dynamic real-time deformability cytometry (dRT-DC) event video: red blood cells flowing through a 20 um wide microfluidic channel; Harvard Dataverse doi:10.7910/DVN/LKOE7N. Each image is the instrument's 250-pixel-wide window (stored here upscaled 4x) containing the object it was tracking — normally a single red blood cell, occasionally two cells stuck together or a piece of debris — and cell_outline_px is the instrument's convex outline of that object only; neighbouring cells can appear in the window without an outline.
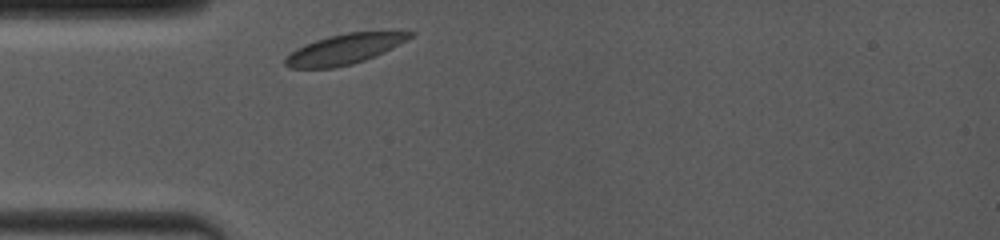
{"species": "common noctule bat (a hibernating species)", "species_latin": "Nyctalus noctula", "temperature_condition": "room temperature", "stored_images_in_passage": 29, "camera_frame_rate_fps": 4000, "um_per_image_px": 0.085, "animal": {"sex": "female", "body_mass_g": 19.0, "forearm_length_mm": 53.3}, "frame": {"image": 1, "passage_image": 1, "time_ms": 0.0, "image_size_px": [1000, 240], "cell_outline_px": [[416, 32], [412, 36], [392, 48], [384, 52], [364, 60], [352, 64], [332, 68], [292, 68], [284, 64], [284, 60], [296, 48], [304, 44], [328, 36], [348, 32]], "centroid_in_image_um": [29.24, 4.18], "position_along_channel_um": 55.8, "area_um2": 21.5}}
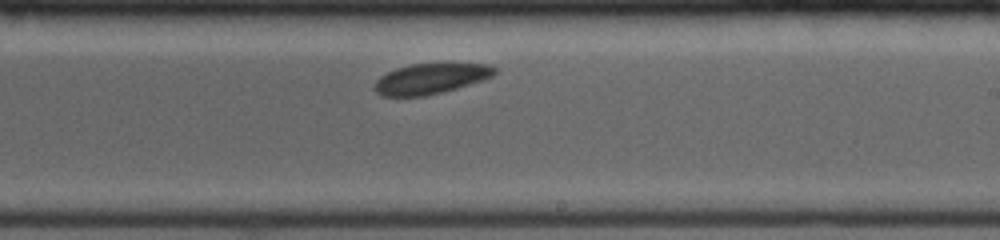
{"frame": {"image": 2, "passage_image": 17, "time_ms": 5.25, "image_size_px": [1000, 240], "cell_outline_px": [[496, 72], [492, 76], [456, 88], [424, 96], [384, 96], [376, 92], [372, 88], [376, 80], [380, 76], [396, 68], [412, 64], [488, 64], [496, 68]], "centroid_in_image_um": [36.54, 6.69], "position_along_channel_um": 252.5, "area_um2": 20.92}}
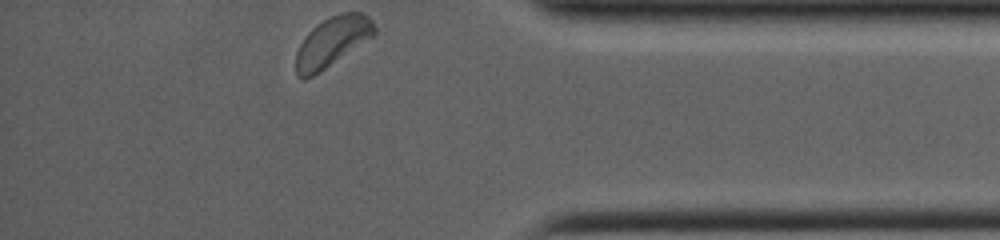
{"frame": {"image": 3, "passage_image": 29, "time_ms": 9.5, "image_size_px": [1000, 240], "cell_outline_px": [[376, 32], [372, 36], [320, 72], [304, 80], [296, 72], [296, 52], [300, 44], [308, 32], [312, 28], [324, 20], [340, 12], [364, 12], [372, 20], [376, 28]], "centroid_in_image_um": [28.24, 3.53], "position_along_channel_um": 407.0, "area_um2": 22.37}, "authors_computed_cell_mechanics": {"area_um2": 22.0218, "velocity_mm_per_s": 3.8625, "shape_relaxation_time_tau1_ms": 6.9796, "shape_relaxation_time_tau2_ms": null, "deformation_change_tau1": 0.1686, "deformation_change_tau2": null}}